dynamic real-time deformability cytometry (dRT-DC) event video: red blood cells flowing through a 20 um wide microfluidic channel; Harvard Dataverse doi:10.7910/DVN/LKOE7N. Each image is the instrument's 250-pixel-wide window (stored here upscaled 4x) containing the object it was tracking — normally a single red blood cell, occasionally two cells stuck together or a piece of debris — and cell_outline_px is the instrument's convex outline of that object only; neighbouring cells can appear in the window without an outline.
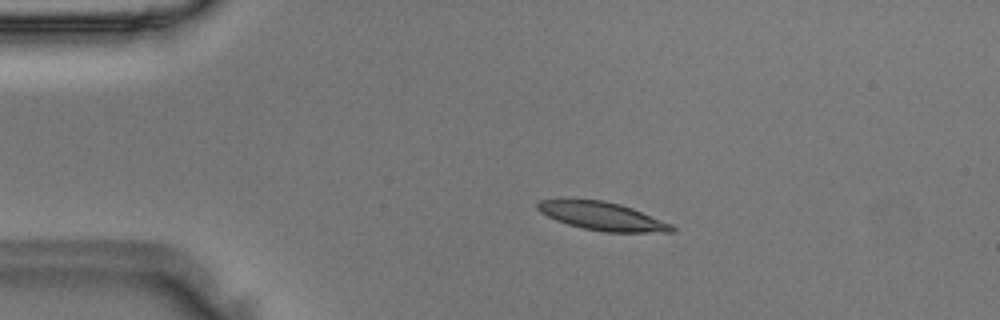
{"species": "Egyptian fruit bat (a non-hibernating species)", "species_latin": "Rousettus aegyptiacus", "temperature_condition": "room temperature", "stored_images_in_passage": 48, "camera_frame_rate_fps": 3000, "um_per_image_px": 0.085, "animal": {"sex": "male"}, "frame": {"image": 1, "passage_image": 10, "time_ms": 3.0, "image_size_px": [1000, 320], "cell_outline_px": [[676, 232], [604, 232], [584, 228], [568, 224], [556, 220], [540, 212], [536, 208], [536, 204], [540, 200], [604, 200], [620, 204], [632, 208], [672, 224], [676, 228]], "centroid_in_image_um": [51.23, 18.39], "position_along_channel_um": 33.8, "area_um2": 21.85}}
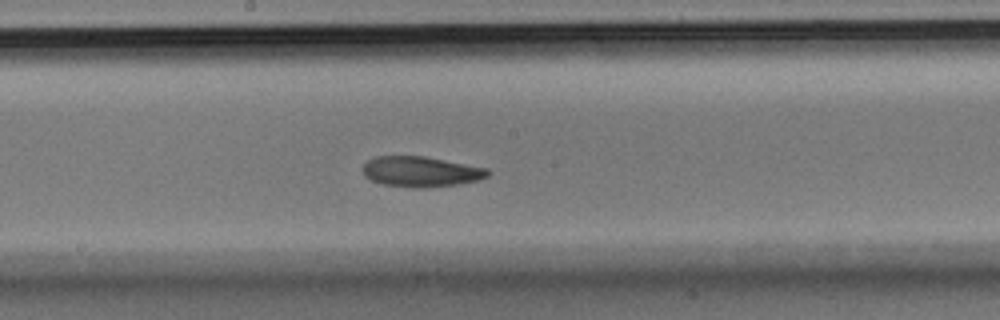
{"frame": {"image": 2, "passage_image": 26, "time_ms": 8.333, "image_size_px": [1000, 320], "cell_outline_px": [[492, 172], [488, 176], [480, 180], [456, 184], [420, 188], [412, 188], [384, 184], [372, 180], [364, 176], [360, 168], [368, 160], [376, 156], [424, 156], [488, 168]], "centroid_in_image_um": [35.77, 14.58], "position_along_channel_um": 212.4, "area_um2": 22.25}}
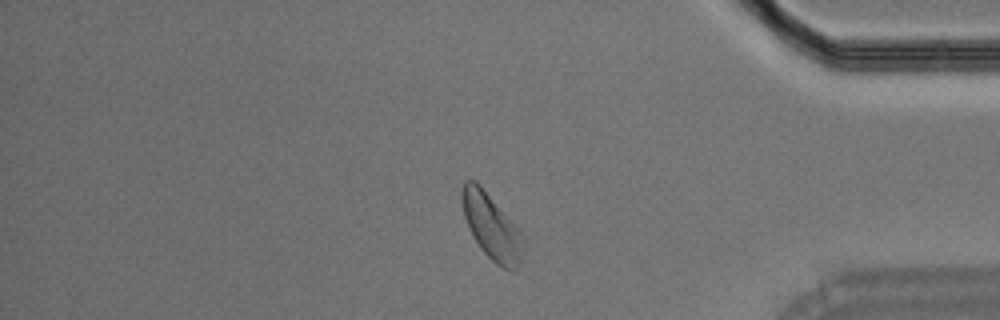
{"frame": {"image": 3, "passage_image": 41, "time_ms": 13.333, "image_size_px": [1000, 320], "cell_outline_px": [[524, 244], [520, 264], [512, 272], [496, 264], [480, 248], [472, 236], [468, 228], [464, 216], [460, 192], [464, 180], [476, 180], [480, 184], [524, 236]], "centroid_in_image_um": [41.76, 19.27], "position_along_channel_um": 393.4, "area_um2": 23.41}}